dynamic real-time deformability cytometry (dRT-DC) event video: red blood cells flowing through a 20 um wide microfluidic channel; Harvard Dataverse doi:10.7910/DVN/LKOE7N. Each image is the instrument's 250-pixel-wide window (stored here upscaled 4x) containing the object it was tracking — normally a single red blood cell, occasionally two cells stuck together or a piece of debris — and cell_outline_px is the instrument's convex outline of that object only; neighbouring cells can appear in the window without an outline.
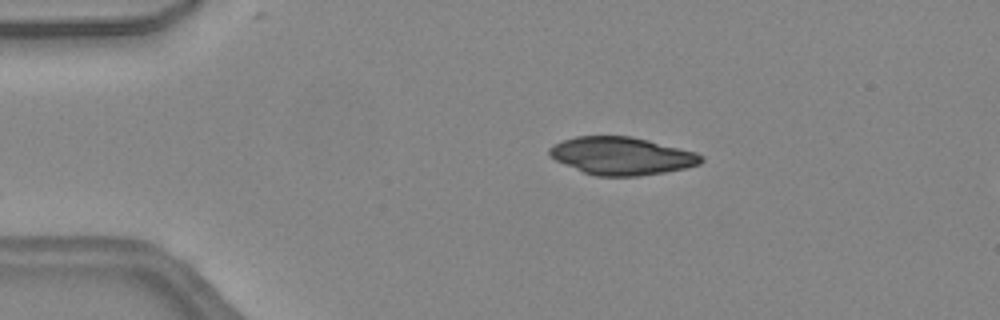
{"species": "common noctule bat (a hibernating species)", "species_latin": "Nyctalus noctula", "temperature_condition": "warm", "stored_images_in_passage": 37, "camera_frame_rate_fps": 3000, "um_per_image_px": 0.085, "animal": {"sex": "female", "body_mass_g": 24.6, "forearm_length_mm": 56.2}, "frame": {"image": 1, "passage_image": 1, "time_ms": 0.0, "image_size_px": [1000, 320], "cell_outline_px": [[704, 160], [700, 164], [688, 168], [640, 176], [596, 176], [584, 172], [556, 160], [548, 152], [548, 148], [564, 140], [576, 136], [632, 136], [696, 152], [704, 156]], "centroid_in_image_um": [52.89, 13.25], "position_along_channel_um": 32.1, "area_um2": 33.23}}